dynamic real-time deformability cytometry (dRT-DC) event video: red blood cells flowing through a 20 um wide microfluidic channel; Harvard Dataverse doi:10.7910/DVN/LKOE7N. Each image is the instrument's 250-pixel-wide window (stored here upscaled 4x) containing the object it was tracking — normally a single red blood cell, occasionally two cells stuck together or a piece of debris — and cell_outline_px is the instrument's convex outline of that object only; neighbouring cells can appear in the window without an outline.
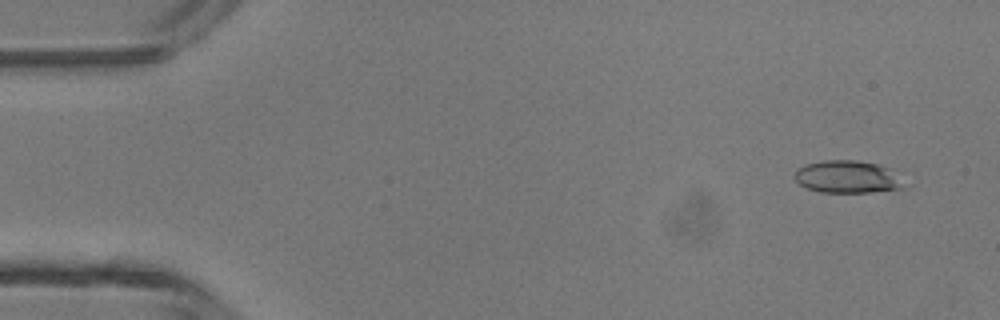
{"species": "common noctule bat (a hibernating species)", "species_latin": "Nyctalus noctula", "temperature_condition": "room temperature", "stored_images_in_passage": 18, "camera_frame_rate_fps": 3000, "um_per_image_px": 0.085, "animal": {"sex": "male", "body_mass_g": 13.3}, "frame": {"image": 1, "passage_image": 3, "time_ms": 0.667, "image_size_px": [1000, 320], "cell_outline_px": [[904, 188], [872, 192], [820, 192], [808, 188], [800, 184], [796, 180], [796, 172], [800, 168], [808, 164], [824, 160], [856, 160], [876, 164], [888, 168]], "centroid_in_image_um": [71.98, 15.04], "position_along_channel_um": 13.0, "area_um2": 19.94}}
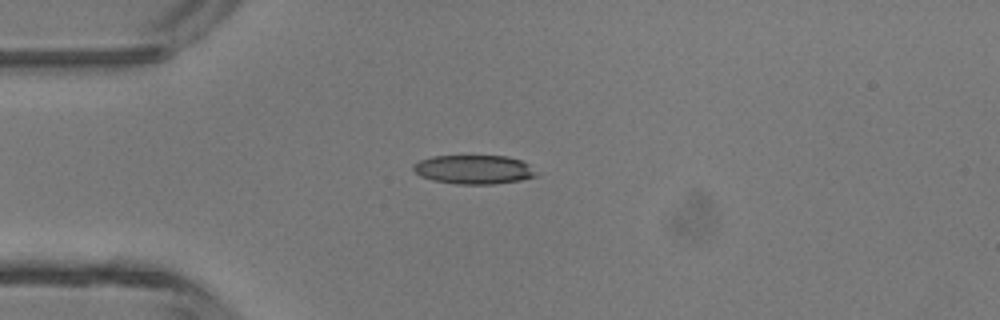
{"frame": {"image": 2, "passage_image": 12, "time_ms": 3.667, "image_size_px": [1000, 320], "cell_outline_px": [[536, 176], [520, 180], [492, 184], [456, 184], [432, 180], [420, 176], [412, 168], [412, 164], [420, 160], [432, 156], [508, 156], [520, 160], [528, 164]], "centroid_in_image_um": [40.21, 14.41], "position_along_channel_um": 44.8, "area_um2": 20.58}}
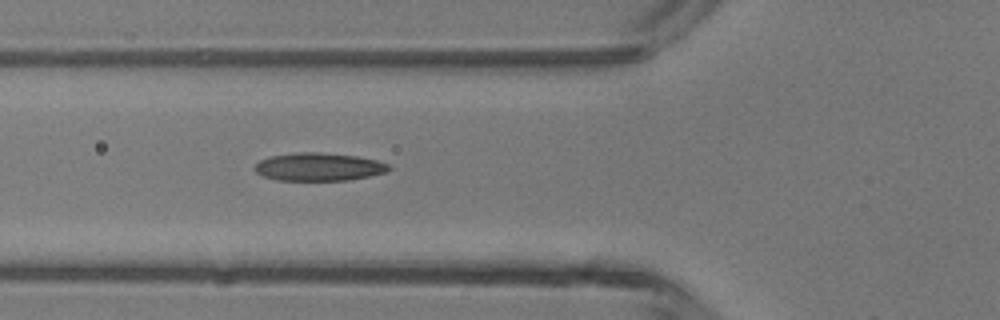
{"frame": {"image": 3, "passage_image": 17, "time_ms": 5.333, "image_size_px": [1000, 320], "cell_outline_px": [[392, 168], [388, 172], [348, 180], [276, 180], [264, 176], [256, 172], [252, 168], [260, 160], [268, 156], [296, 152], [320, 152], [356, 156], [376, 160], [388, 164]], "centroid_in_image_um": [27.08, 14.17], "position_along_channel_um": 98.7, "area_um2": 21.96}}